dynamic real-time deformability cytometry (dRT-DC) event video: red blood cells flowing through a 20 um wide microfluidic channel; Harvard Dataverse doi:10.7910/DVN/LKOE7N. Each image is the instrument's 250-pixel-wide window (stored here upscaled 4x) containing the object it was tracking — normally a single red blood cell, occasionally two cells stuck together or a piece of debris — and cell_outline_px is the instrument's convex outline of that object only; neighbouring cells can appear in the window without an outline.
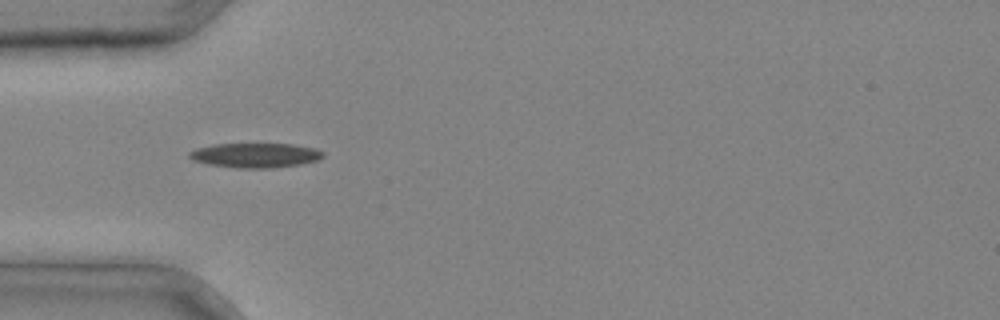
{"species": "common noctule bat (a hibernating species)", "species_latin": "Nyctalus noctula", "temperature_condition": "cold", "stored_images_in_passage": 26, "camera_frame_rate_fps": 3000, "um_per_image_px": 0.085, "animal": {"sex": "male", "body_mass_g": 20.4}, "frame": {"image": 1, "passage_image": 1, "time_ms": 0.0, "image_size_px": [1000, 320], "cell_outline_px": [[324, 156], [316, 160], [300, 164], [276, 168], [236, 168], [208, 164], [192, 160], [188, 156], [188, 152], [196, 148], [212, 144], [292, 144], [316, 148], [324, 152]], "centroid_in_image_um": [21.68, 13.2], "position_along_channel_um": 63.3, "area_um2": 19.31}}
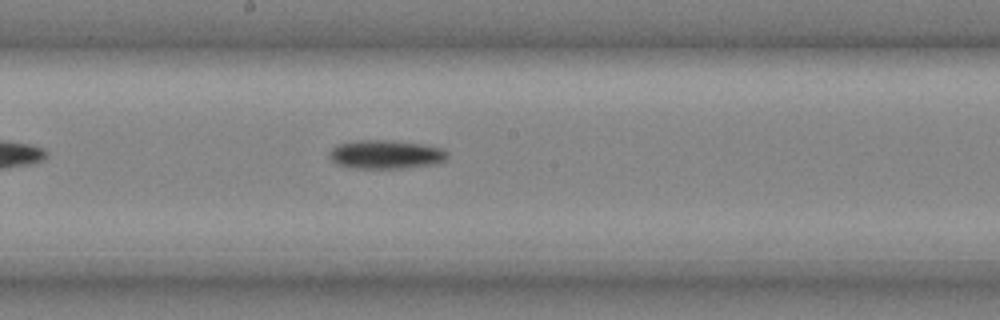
{"frame": {"image": 2, "passage_image": 10, "time_ms": 3.0, "image_size_px": [1000, 320], "cell_outline_px": [[448, 160], [436, 164], [400, 168], [356, 168], [336, 164], [328, 156], [328, 152], [336, 144], [356, 140], [392, 140], [424, 144], [444, 148], [448, 152]], "centroid_in_image_um": [32.82, 13.11], "position_along_channel_um": 215.4, "area_um2": 20.11}}
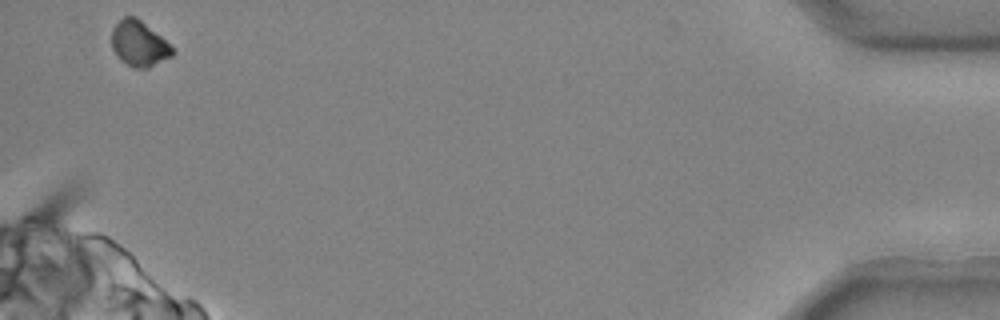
{"frame": {"image": 3, "passage_image": 26, "time_ms": 8.333, "image_size_px": [1000, 320], "cell_outline_px": [[176, 52], [172, 56], [148, 68], [132, 68], [120, 60], [116, 56], [112, 48], [112, 28], [124, 16], [136, 16], [160, 36]], "centroid_in_image_um": [11.79, 3.73], "position_along_channel_um": 423.4, "area_um2": 16.01}}